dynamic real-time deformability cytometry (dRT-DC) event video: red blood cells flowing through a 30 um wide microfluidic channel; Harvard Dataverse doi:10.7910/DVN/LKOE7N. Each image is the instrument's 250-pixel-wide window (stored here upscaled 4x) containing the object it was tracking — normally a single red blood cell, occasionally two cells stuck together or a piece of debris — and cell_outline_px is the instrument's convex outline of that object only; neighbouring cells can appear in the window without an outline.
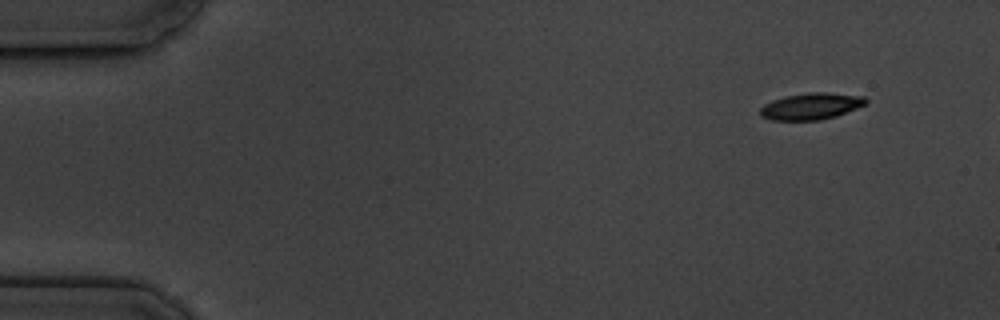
{"species": "common noctule bat (a hibernating species)", "species_latin": "Nyctalus noctula", "temperature_condition": "cold", "stored_images_in_passage": 10, "camera_frame_rate_fps": 3000, "um_per_image_px": 0.085, "animal": {"sex": "male", "body_mass_g": 19.5, "forearm_length_mm": 54.6}, "frame": {"image": 1, "passage_image": 1, "time_ms": 0.0, "image_size_px": [1000, 320], "cell_outline_px": [[868, 104], [836, 116], [820, 120], [772, 120], [760, 116], [760, 108], [764, 104], [772, 100], [784, 96], [812, 92], [824, 92], [864, 96], [868, 100]], "centroid_in_image_um": [68.96, 9.03], "position_along_channel_um": 16.0, "area_um2": 16.47}}
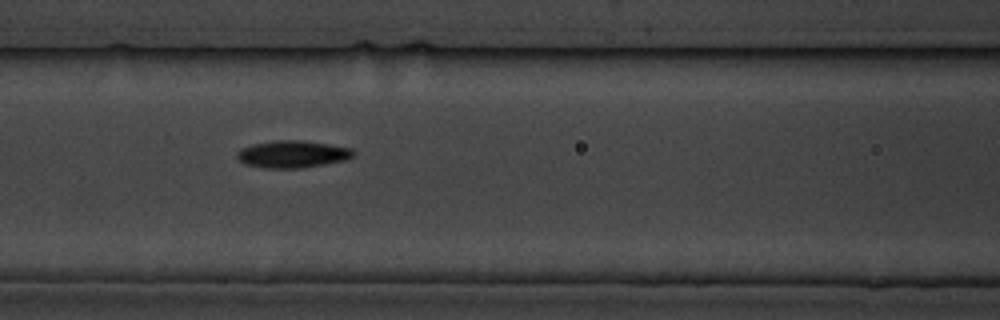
{"frame": {"image": 2, "passage_image": 7, "time_ms": 6.667, "image_size_px": [1000, 320], "cell_outline_px": [[356, 152], [352, 156], [344, 160], [324, 164], [300, 168], [264, 168], [244, 164], [236, 156], [236, 152], [240, 148], [252, 144], [276, 140], [300, 140], [328, 144], [352, 148]], "centroid_in_image_um": [24.82, 13.1], "position_along_channel_um": 141.8, "area_um2": 18.44}}
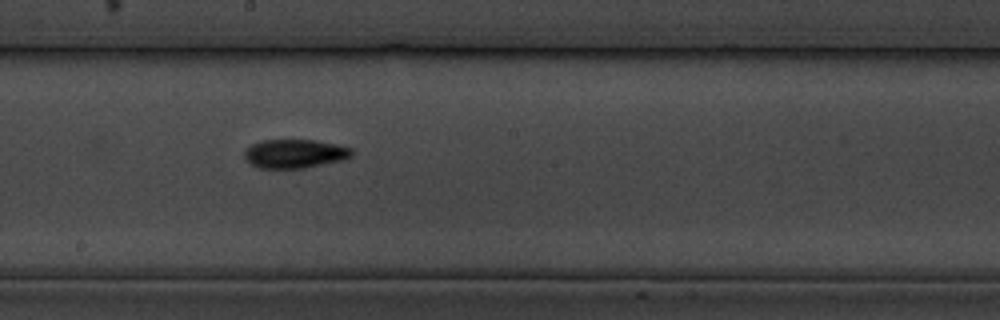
{"frame": {"image": 3, "passage_image": 9, "time_ms": 9.0, "image_size_px": [1000, 320], "cell_outline_px": [[352, 156], [344, 160], [304, 168], [256, 168], [244, 156], [244, 152], [252, 144], [260, 140], [316, 140], [336, 144], [352, 148]], "centroid_in_image_um": [25.08, 13.06], "position_along_channel_um": 223.1, "area_um2": 18.03}}